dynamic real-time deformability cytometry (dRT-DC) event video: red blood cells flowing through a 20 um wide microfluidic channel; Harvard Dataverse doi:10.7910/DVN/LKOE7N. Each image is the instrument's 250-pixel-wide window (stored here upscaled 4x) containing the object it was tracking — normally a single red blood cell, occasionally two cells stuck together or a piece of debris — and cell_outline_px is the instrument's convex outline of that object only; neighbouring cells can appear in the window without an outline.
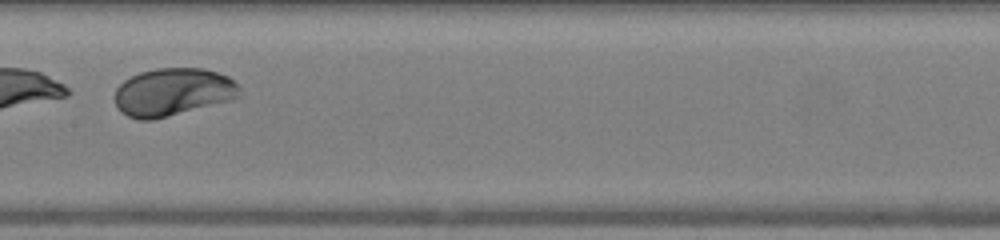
{"species": "human", "species_latin": "Homo sapiens", "temperature_condition": "warm", "stored_images_in_passage": 27, "camera_frame_rate_fps": 3000, "um_per_image_px": 0.085, "donor": {"sex": "female"}, "frame": {"image": 1, "passage_image": 16, "time_ms": 5.0, "image_size_px": [1000, 240], "cell_outline_px": [[240, 96], [232, 100], [152, 120], [140, 120], [128, 116], [120, 112], [116, 104], [116, 88], [124, 80], [140, 72], [156, 68], [204, 68], [228, 76], [240, 84]], "centroid_in_image_um": [14.72, 7.82], "position_along_channel_um": 192.7, "area_um2": 34.85}}